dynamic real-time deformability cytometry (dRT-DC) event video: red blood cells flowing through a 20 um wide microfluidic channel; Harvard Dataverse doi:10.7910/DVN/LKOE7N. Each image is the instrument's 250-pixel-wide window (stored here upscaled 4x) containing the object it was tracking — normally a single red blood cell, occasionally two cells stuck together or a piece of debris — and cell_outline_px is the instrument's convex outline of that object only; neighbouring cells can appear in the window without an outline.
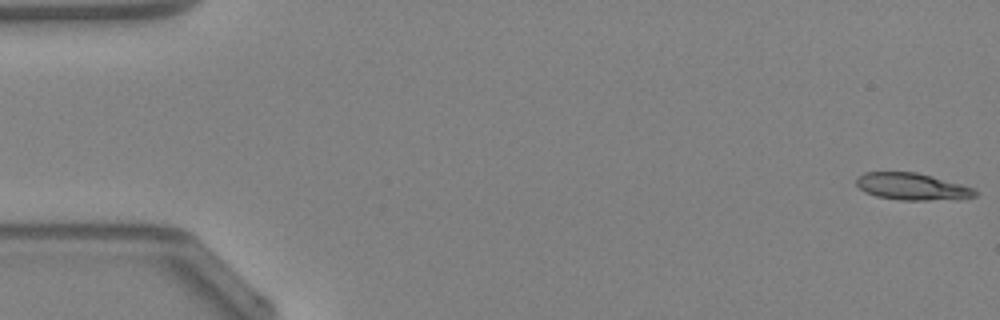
{"species": "Egyptian fruit bat (a non-hibernating species)", "species_latin": "Rousettus aegyptiacus", "temperature_condition": "warm", "stored_images_in_passage": 48, "camera_frame_rate_fps": 3000, "um_per_image_px": 0.085, "animal": {"sex": "female"}, "frame": {"image": 1, "passage_image": 1, "time_ms": 0.0, "image_size_px": [1000, 320], "cell_outline_px": [[976, 196], [956, 200], [900, 200], [876, 196], [864, 192], [856, 184], [856, 180], [864, 172], [916, 172], [932, 176], [960, 184], [972, 188], [976, 192]], "centroid_in_image_um": [77.52, 15.87], "position_along_channel_um": 7.5, "area_um2": 18.61}}
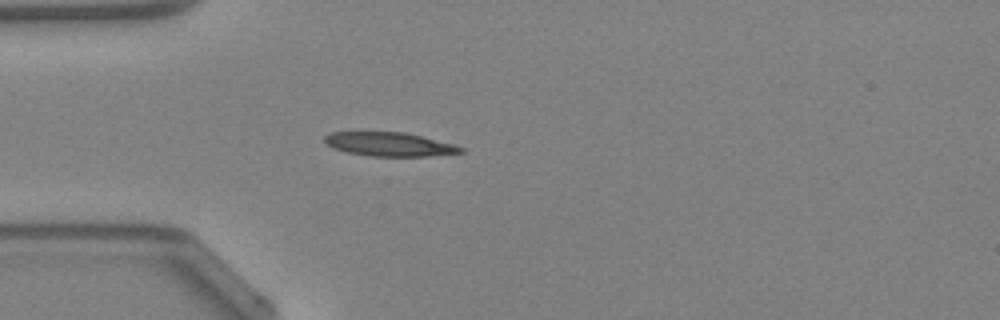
{"frame": {"image": 2, "passage_image": 14, "time_ms": 4.333, "image_size_px": [1000, 320], "cell_outline_px": [[464, 152], [428, 156], [372, 156], [348, 152], [332, 148], [324, 140], [324, 136], [332, 132], [404, 132], [456, 144], [464, 148]], "centroid_in_image_um": [33.13, 12.26], "position_along_channel_um": 51.9, "area_um2": 18.84}}
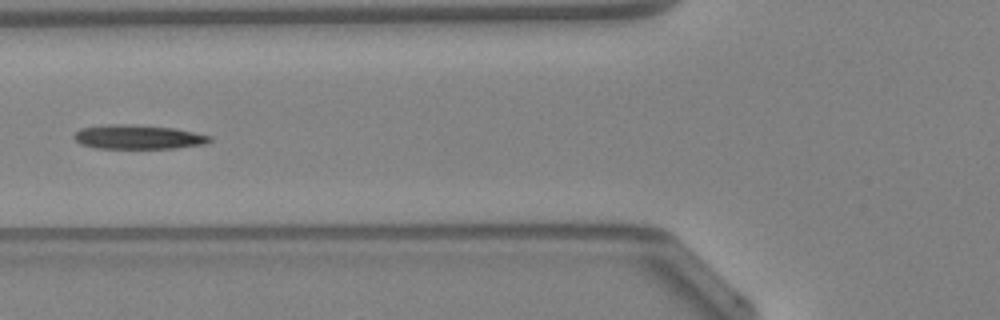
{"frame": {"image": 3, "passage_image": 19, "time_ms": 6.0, "image_size_px": [1000, 320], "cell_outline_px": [[212, 140], [204, 144], [176, 148], [96, 148], [80, 144], [72, 136], [80, 128], [108, 124], [128, 124], [176, 128], [212, 136]], "centroid_in_image_um": [11.74, 11.64], "position_along_channel_um": 114.1, "area_um2": 19.19}, "authors_computed_cell_mechanics": {"area_um2": 18.7561, "velocity_mm_per_s": 4.2795, "shape_relaxation_time_tau1_ms": 4.1608, "shape_relaxation_time_tau2_ms": null, "deformation_change_tau1": 0.1394, "deformation_change_tau2": null}}